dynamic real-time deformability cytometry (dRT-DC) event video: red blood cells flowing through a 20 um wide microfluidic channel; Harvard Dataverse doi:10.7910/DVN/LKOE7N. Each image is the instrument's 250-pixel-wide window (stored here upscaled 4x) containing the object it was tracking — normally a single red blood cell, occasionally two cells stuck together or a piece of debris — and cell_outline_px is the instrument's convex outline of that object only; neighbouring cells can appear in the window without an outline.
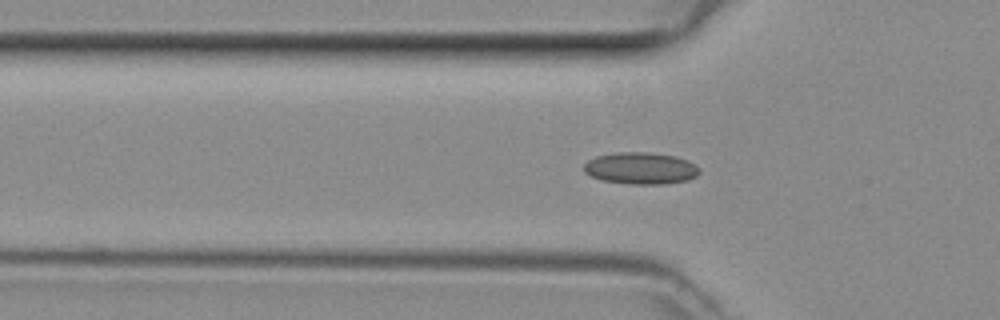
{"species": "common noctule bat (a hibernating species)", "species_latin": "Nyctalus noctula", "temperature_condition": "room temperature", "stored_images_in_passage": 43, "camera_frame_rate_fps": 3000, "um_per_image_px": 0.085, "animal": {"sex": "female", "body_mass_g": 29.2, "forearm_length_mm": 56.3}, "frame": {"image": 1, "passage_image": 15, "time_ms": 4.667, "image_size_px": [1000, 320], "cell_outline_px": [[700, 172], [696, 176], [688, 180], [664, 184], [628, 184], [604, 180], [592, 176], [584, 172], [584, 164], [588, 160], [596, 156], [616, 152], [648, 152], [676, 156], [688, 160], [700, 168]], "centroid_in_image_um": [54.48, 14.3], "position_along_channel_um": 71.3, "area_um2": 21.5}}
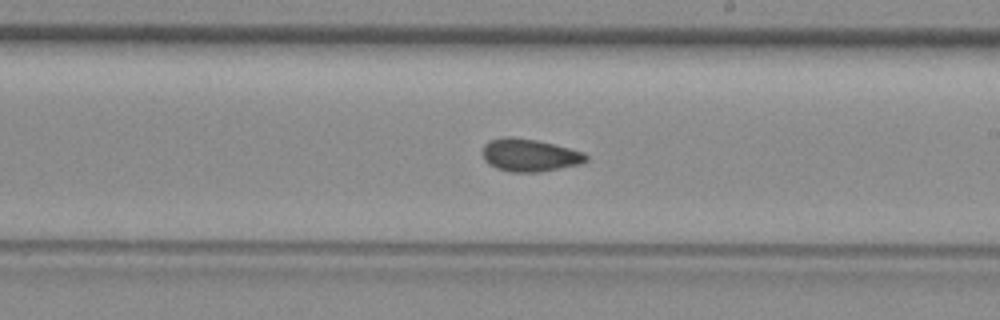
{"frame": {"image": 2, "passage_image": 27, "time_ms": 8.667, "image_size_px": [1000, 320], "cell_outline_px": [[588, 160], [580, 164], [540, 172], [512, 172], [496, 168], [488, 164], [484, 160], [484, 144], [488, 140], [504, 136], [512, 136], [536, 140], [584, 152], [588, 156]], "centroid_in_image_um": [45.0, 13.18], "position_along_channel_um": 244.0, "area_um2": 19.71}}
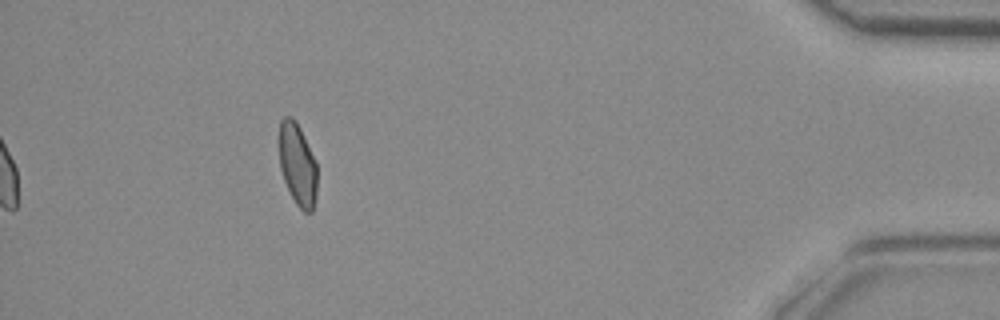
{"frame": {"image": 3, "passage_image": 43, "time_ms": 14.0, "image_size_px": [1000, 320], "cell_outline_px": [[316, 196], [312, 212], [304, 212], [296, 204], [284, 180], [280, 168], [276, 140], [280, 120], [284, 116], [292, 116], [296, 120], [300, 128], [316, 164]], "centroid_in_image_um": [25.22, 13.91], "position_along_channel_um": 410.0, "area_um2": 18.55}}